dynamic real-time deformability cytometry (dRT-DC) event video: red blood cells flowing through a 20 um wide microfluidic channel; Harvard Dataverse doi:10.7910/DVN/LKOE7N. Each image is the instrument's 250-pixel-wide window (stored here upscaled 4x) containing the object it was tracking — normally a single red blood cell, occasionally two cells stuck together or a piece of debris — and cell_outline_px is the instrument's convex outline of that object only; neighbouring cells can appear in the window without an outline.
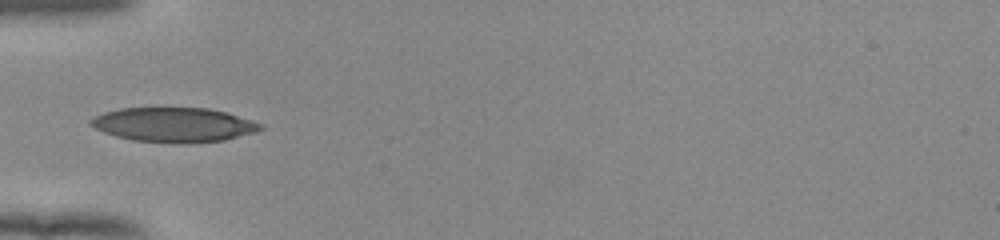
{"species": "human", "species_latin": "Homo sapiens", "temperature_condition": "room temperature", "stored_images_in_passage": 35, "camera_frame_rate_fps": 3000, "um_per_image_px": 0.085, "donor": {"sex": "female"}, "frame": {"image": 1, "passage_image": 1, "time_ms": 0.0, "image_size_px": [1000, 240], "cell_outline_px": [[264, 128], [256, 132], [224, 140], [184, 144], [172, 144], [132, 140], [116, 136], [104, 132], [88, 124], [88, 120], [104, 112], [120, 108], [208, 108], [224, 112], [252, 120], [264, 124]], "centroid_in_image_um": [14.78, 10.62], "position_along_channel_um": 70.2, "area_um2": 34.33}}
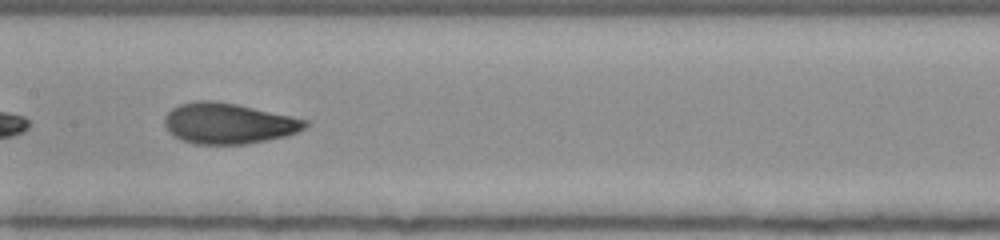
{"frame": {"image": 2, "passage_image": 10, "time_ms": 3.0, "image_size_px": [1000, 240], "cell_outline_px": [[312, 124], [296, 132], [284, 136], [268, 140], [244, 144], [196, 144], [184, 140], [168, 132], [164, 124], [164, 116], [172, 108], [180, 104], [196, 100], [212, 100], [236, 104], [308, 120]], "centroid_in_image_um": [19.4, 10.48], "position_along_channel_um": 188.0, "area_um2": 33.23}}
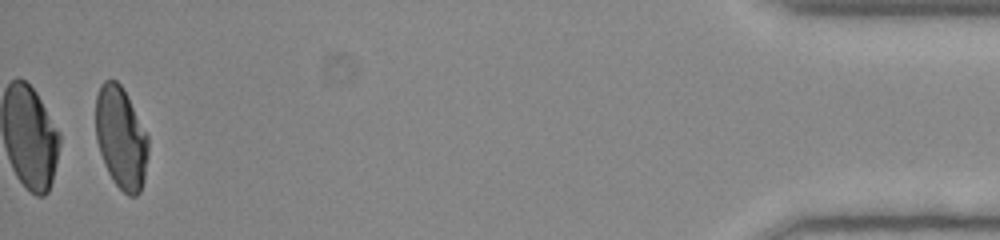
{"frame": {"image": 3, "passage_image": 34, "time_ms": 11.0, "image_size_px": [1000, 240], "cell_outline_px": [[148, 156], [144, 180], [140, 192], [136, 196], [128, 196], [112, 180], [104, 164], [96, 140], [96, 96], [100, 84], [104, 80], [116, 80], [120, 84], [148, 136]], "centroid_in_image_um": [10.28, 11.74], "position_along_channel_um": 424.9, "area_um2": 31.1}, "authors_computed_cell_mechanics": {"area_um2": 32.657, "velocity_mm_per_s": 3.9369, "shape_relaxation_time_tau1_ms": 6.638, "shape_relaxation_time_tau2_ms": 0.9479, "deformation_change_tau1": 0.2095, "deformation_change_tau2": 0.0567}}